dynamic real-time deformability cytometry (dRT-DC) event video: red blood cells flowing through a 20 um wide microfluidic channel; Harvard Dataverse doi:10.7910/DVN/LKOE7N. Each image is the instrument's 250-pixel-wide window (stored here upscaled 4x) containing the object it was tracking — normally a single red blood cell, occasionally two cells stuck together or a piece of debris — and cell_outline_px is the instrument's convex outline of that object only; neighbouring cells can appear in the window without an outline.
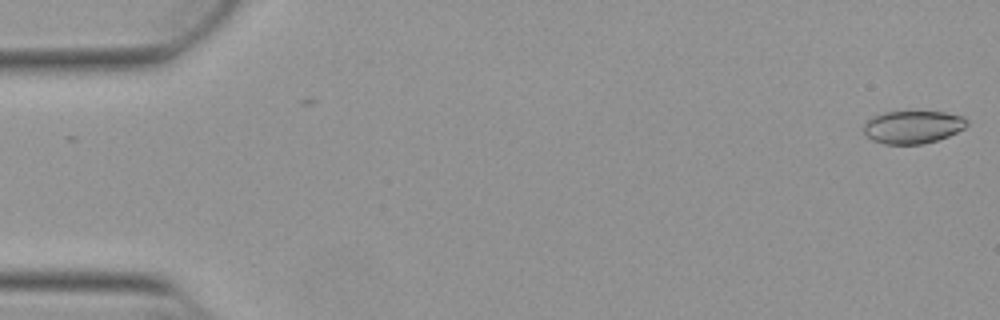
{"species": "Egyptian fruit bat (a non-hibernating species)", "species_latin": "Rousettus aegyptiacus", "temperature_condition": "warm", "stored_images_in_passage": 2, "camera_frame_rate_fps": 3000, "um_per_image_px": 0.085, "animal": {"sex": "female"}, "frame": {"image": 1, "passage_image": 1, "time_ms": 0.0, "image_size_px": [1000, 320], "cell_outline_px": [[968, 124], [964, 128], [948, 136], [924, 144], [884, 144], [872, 140], [864, 132], [864, 124], [872, 116], [884, 112], [944, 112], [964, 116], [968, 120]], "centroid_in_image_um": [77.6, 10.79], "position_along_channel_um": 7.4, "area_um2": 19.71}}